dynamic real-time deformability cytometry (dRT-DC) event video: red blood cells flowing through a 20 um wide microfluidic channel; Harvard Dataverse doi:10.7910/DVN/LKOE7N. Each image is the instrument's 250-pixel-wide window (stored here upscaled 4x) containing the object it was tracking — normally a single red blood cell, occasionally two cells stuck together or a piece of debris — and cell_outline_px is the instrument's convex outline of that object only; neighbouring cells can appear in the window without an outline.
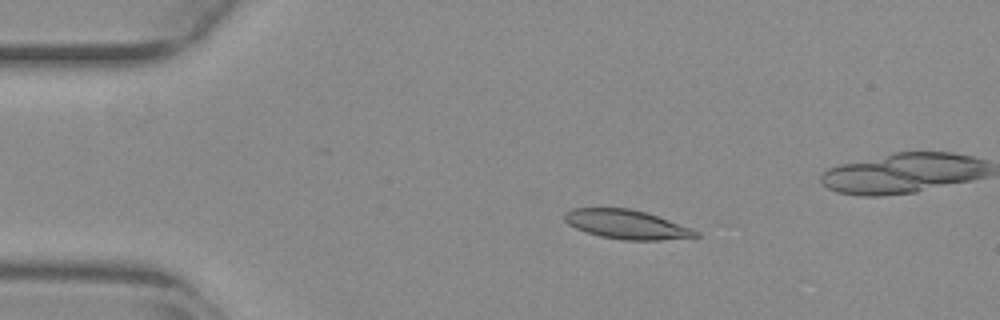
{"species": "common noctule bat (a hibernating species)", "species_latin": "Nyctalus noctula", "temperature_condition": "warm", "stored_images_in_passage": 49, "camera_frame_rate_fps": 3000, "um_per_image_px": 0.085, "animal": {"sex": "female", "body_mass_g": 29.2, "forearm_length_mm": 56.3}, "frame": {"image": 1, "passage_image": 11, "time_ms": 3.333, "image_size_px": [1000, 320], "cell_outline_px": [[700, 236], [660, 240], [624, 240], [600, 236], [576, 228], [568, 224], [564, 220], [564, 212], [572, 208], [628, 208], [644, 212], [692, 228], [700, 232]], "centroid_in_image_um": [53.24, 19.07], "position_along_channel_um": 31.8, "area_um2": 22.02}}
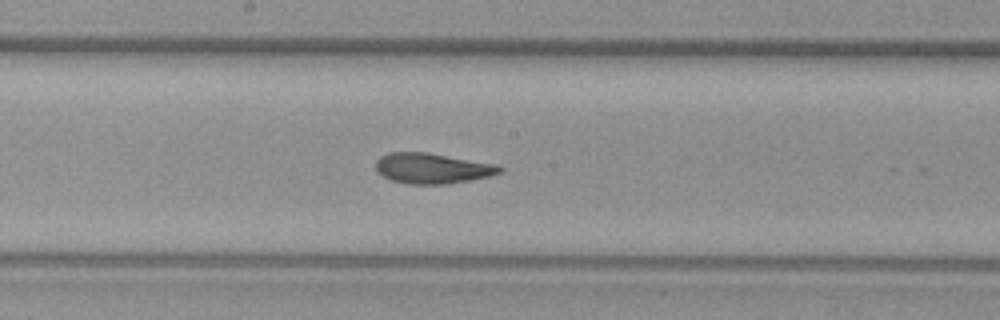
{"frame": {"image": 2, "passage_image": 29, "time_ms": 9.333, "image_size_px": [1000, 320], "cell_outline_px": [[504, 168], [500, 172], [488, 176], [472, 180], [448, 184], [408, 184], [392, 180], [376, 172], [376, 160], [380, 156], [388, 152], [428, 152], [500, 164]], "centroid_in_image_um": [36.77, 14.29], "position_along_channel_um": 211.4, "area_um2": 22.31}}
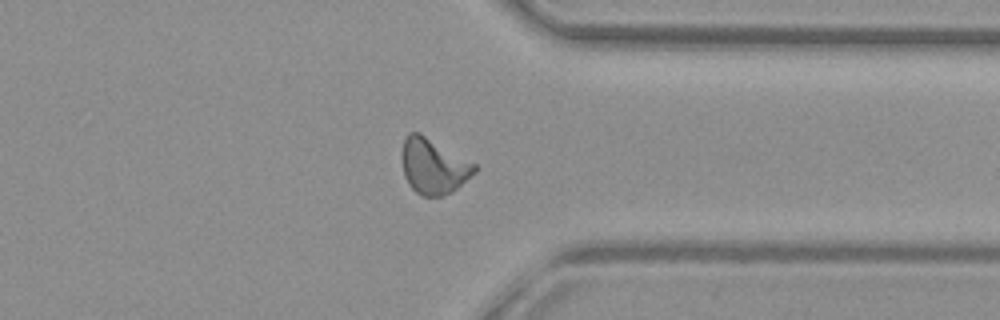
{"frame": {"image": 3, "passage_image": 42, "time_ms": 13.667, "image_size_px": [1000, 320], "cell_outline_px": [[476, 172], [452, 192], [440, 196], [420, 196], [408, 184], [404, 176], [400, 160], [400, 152], [404, 140], [408, 132], [420, 132], [476, 164]], "centroid_in_image_um": [36.8, 14.11], "position_along_channel_um": 374.6, "area_um2": 23.76}, "authors_computed_cell_mechanics": {"area_um2": 22.3686, "velocity_mm_per_s": 3.859, "shape_relaxation_time_tau1_ms": 11.2371, "shape_relaxation_time_tau2_ms": 2.1429, "deformation_change_tau1": 0.2939, "deformation_change_tau2": 0.0901}}